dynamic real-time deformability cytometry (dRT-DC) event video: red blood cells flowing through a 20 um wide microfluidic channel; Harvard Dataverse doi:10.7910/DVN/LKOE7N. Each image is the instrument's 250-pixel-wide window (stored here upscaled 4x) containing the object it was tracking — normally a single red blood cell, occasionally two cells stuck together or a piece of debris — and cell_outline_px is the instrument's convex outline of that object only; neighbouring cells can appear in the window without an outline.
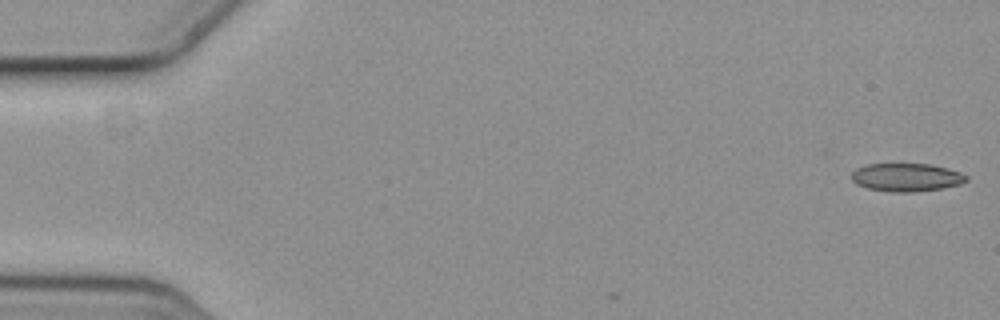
{"species": "common noctule bat (a hibernating species)", "species_latin": "Nyctalus noctula", "temperature_condition": "cold", "stored_images_in_passage": 5, "camera_frame_rate_fps": 3000, "um_per_image_px": 0.085, "animal": {"sex": "female", "body_mass_g": 19.3, "forearm_length_mm": 54.1}, "frame": {"image": 1, "passage_image": 1, "time_ms": 0.0, "image_size_px": [1000, 320], "cell_outline_px": [[968, 180], [960, 184], [940, 188], [912, 192], [896, 192], [868, 188], [856, 184], [852, 180], [852, 172], [856, 168], [864, 164], [932, 164], [948, 168], [960, 172], [968, 176]], "centroid_in_image_um": [77.05, 15.06], "position_along_channel_um": 8.0, "area_um2": 18.79}}
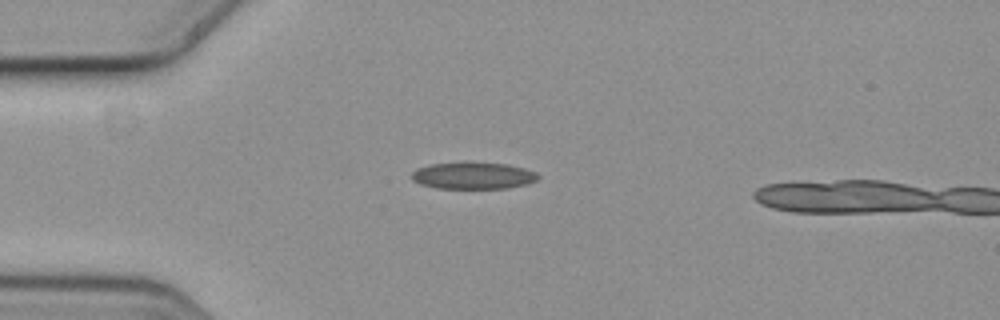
{"frame": {"image": 2, "passage_image": 4, "time_ms": 1.0, "image_size_px": [1000, 320], "cell_outline_px": [[540, 176], [536, 180], [528, 184], [508, 188], [436, 188], [420, 184], [412, 180], [412, 172], [416, 168], [432, 164], [464, 160], [468, 160], [508, 164], [524, 168], [536, 172]], "centroid_in_image_um": [40.21, 14.89], "position_along_channel_um": 44.8, "area_um2": 20.4}}